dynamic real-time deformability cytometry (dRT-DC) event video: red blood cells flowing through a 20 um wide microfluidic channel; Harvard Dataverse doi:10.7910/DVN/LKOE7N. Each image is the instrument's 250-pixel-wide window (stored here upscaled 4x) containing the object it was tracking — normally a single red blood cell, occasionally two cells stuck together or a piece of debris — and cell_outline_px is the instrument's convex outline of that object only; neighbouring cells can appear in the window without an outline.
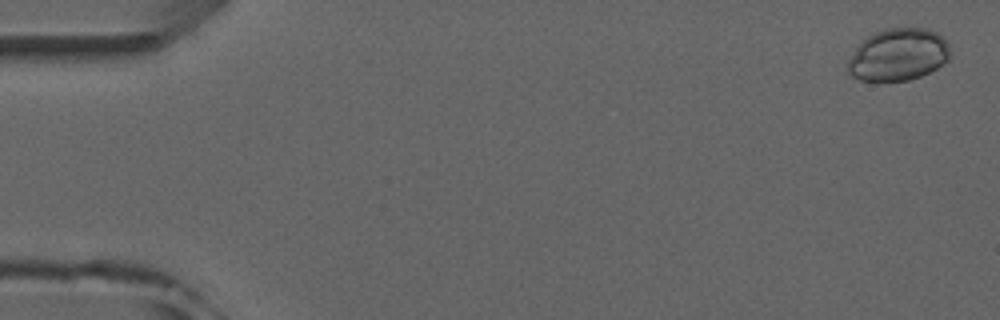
{"species": "common noctule bat (a hibernating species)", "species_latin": "Nyctalus noctula", "temperature_condition": "room temperature", "stored_images_in_passage": 5, "camera_frame_rate_fps": 3000, "um_per_image_px": 0.085, "animal": {"sex": "male", "forearm_length_mm": 52.5}, "frame": {"image": 1, "passage_image": 1, "time_ms": 0.0, "image_size_px": [1000, 320], "cell_outline_px": [[948, 60], [936, 68], [920, 76], [908, 80], [860, 80], [852, 76], [848, 72], [848, 60], [856, 48], [868, 36], [884, 28], [928, 28], [944, 36], [948, 44]], "centroid_in_image_um": [76.36, 4.63], "position_along_channel_um": 8.6, "area_um2": 30.81}}
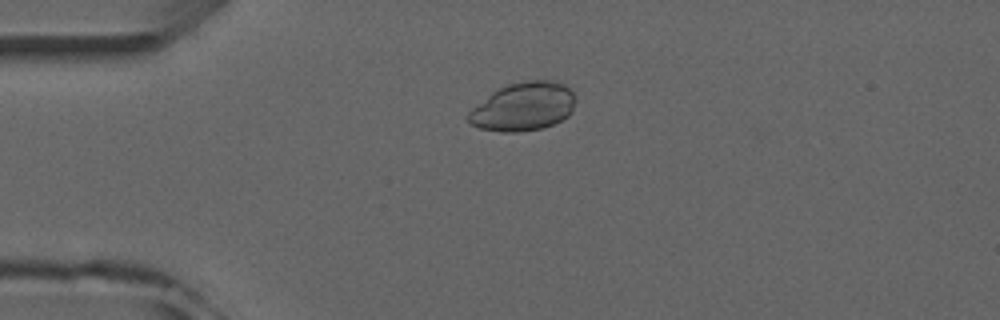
{"frame": {"image": 2, "passage_image": 4, "time_ms": 3.667, "image_size_px": [1000, 320], "cell_outline_px": [[576, 100], [572, 112], [568, 116], [552, 124], [540, 128], [516, 132], [500, 132], [480, 128], [468, 124], [464, 116], [472, 108], [492, 92], [508, 84], [524, 80], [552, 80], [564, 84], [572, 92]], "centroid_in_image_um": [44.45, 9.06], "position_along_channel_um": 40.6, "area_um2": 30.4}}